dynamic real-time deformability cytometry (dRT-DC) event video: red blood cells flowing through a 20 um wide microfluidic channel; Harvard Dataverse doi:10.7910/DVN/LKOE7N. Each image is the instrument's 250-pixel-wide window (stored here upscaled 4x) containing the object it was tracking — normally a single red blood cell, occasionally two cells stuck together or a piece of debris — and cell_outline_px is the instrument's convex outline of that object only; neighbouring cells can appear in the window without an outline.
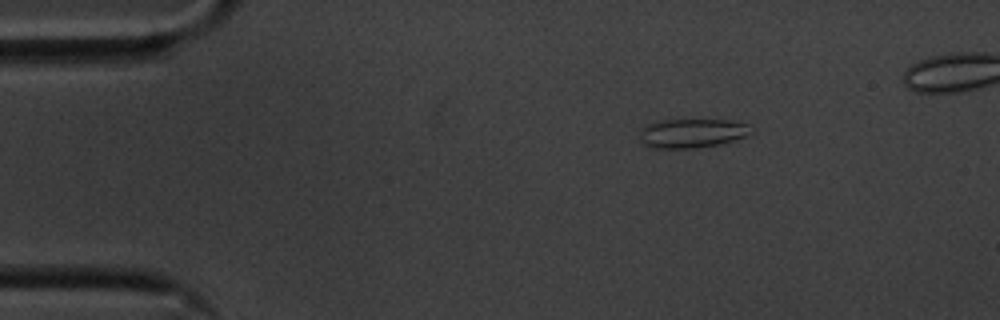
{"species": "common noctule bat (a hibernating species)", "species_latin": "Nyctalus noctula", "temperature_condition": "cold", "stored_images_in_passage": 45, "camera_frame_rate_fps": 3000, "um_per_image_px": 0.085, "animal": {"sex": "male", "body_mass_g": 20.1, "forearm_length_mm": 53.5}, "frame": {"image": 1, "passage_image": 1, "time_ms": 0.0, "image_size_px": [1000, 320], "cell_outline_px": [[752, 132], [744, 136], [720, 144], [696, 148], [652, 148], [644, 144], [640, 140], [640, 128], [648, 124], [664, 120], [728, 120], [748, 124]], "centroid_in_image_um": [58.78, 11.33], "position_along_channel_um": 26.2, "area_um2": 18.73}}
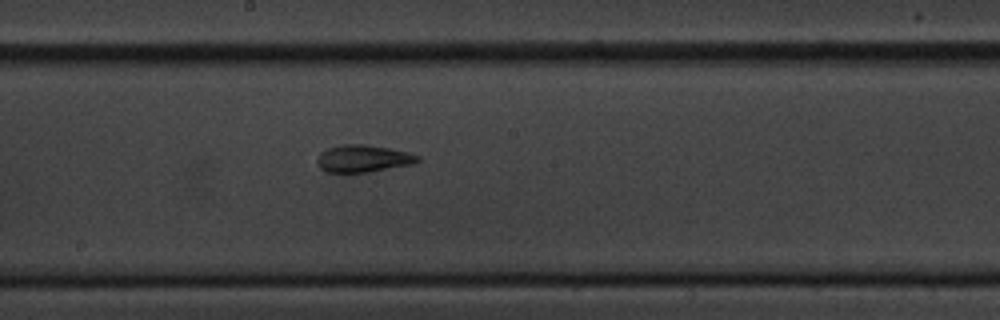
{"frame": {"image": 2, "passage_image": 22, "time_ms": 7.0, "image_size_px": [1000, 320], "cell_outline_px": [[420, 160], [412, 164], [368, 172], [324, 172], [316, 164], [316, 160], [320, 152], [328, 148], [340, 144], [364, 144], [388, 148], [408, 152], [420, 156]], "centroid_in_image_um": [30.82, 13.47], "position_along_channel_um": 217.4, "area_um2": 16.01}}
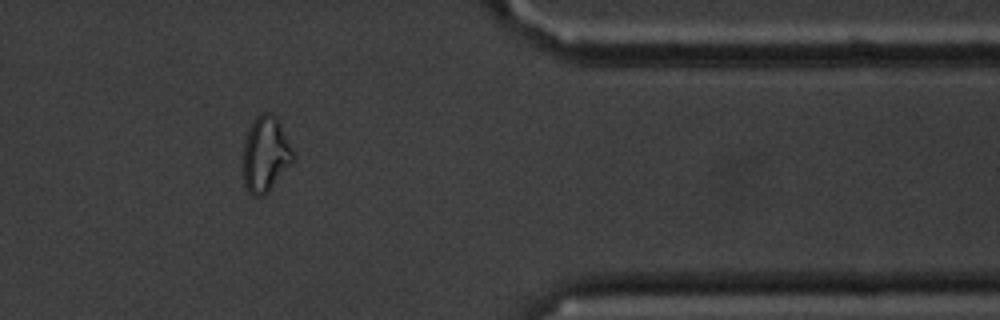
{"frame": {"image": 3, "passage_image": 38, "time_ms": 12.333, "image_size_px": [1000, 320], "cell_outline_px": [[296, 160], [268, 192], [260, 196], [252, 196], [248, 192], [244, 184], [244, 144], [248, 132], [256, 116], [264, 112], [272, 112], [280, 124], [296, 156]], "centroid_in_image_um": [22.6, 13.14], "position_along_channel_um": 388.8, "area_um2": 21.96}, "authors_computed_cell_mechanics": {"area_um2": 16.184, "velocity_mm_per_s": 3.5739, "shape_relaxation_time_tau1_ms": null, "shape_relaxation_time_tau2_ms": 3.1945, "deformation_change_tau1": null, "deformation_change_tau2": 0.1086}}